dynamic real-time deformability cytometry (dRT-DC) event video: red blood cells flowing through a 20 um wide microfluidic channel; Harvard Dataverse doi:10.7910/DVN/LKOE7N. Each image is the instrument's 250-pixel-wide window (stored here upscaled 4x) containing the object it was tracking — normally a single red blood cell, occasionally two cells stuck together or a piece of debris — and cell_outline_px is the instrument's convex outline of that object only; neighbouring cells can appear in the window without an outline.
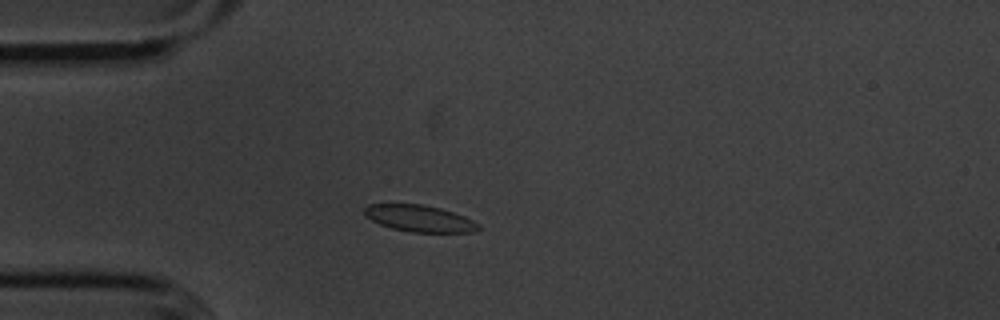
{"species": "common noctule bat (a hibernating species)", "species_latin": "Nyctalus noctula", "temperature_condition": "cold", "stored_images_in_passage": 47, "camera_frame_rate_fps": 3000, "um_per_image_px": 0.085, "animal": {"sex": "male", "body_mass_g": 20.1, "forearm_length_mm": 53.5}, "frame": {"image": 1, "passage_image": 6, "time_ms": 1.667, "image_size_px": [1000, 320], "cell_outline_px": [[480, 228], [472, 232], [412, 232], [392, 228], [380, 224], [364, 216], [364, 208], [368, 204], [424, 204], [440, 208], [464, 216], [480, 224]], "centroid_in_image_um": [35.64, 18.56], "position_along_channel_um": 49.4, "area_um2": 17.63}}
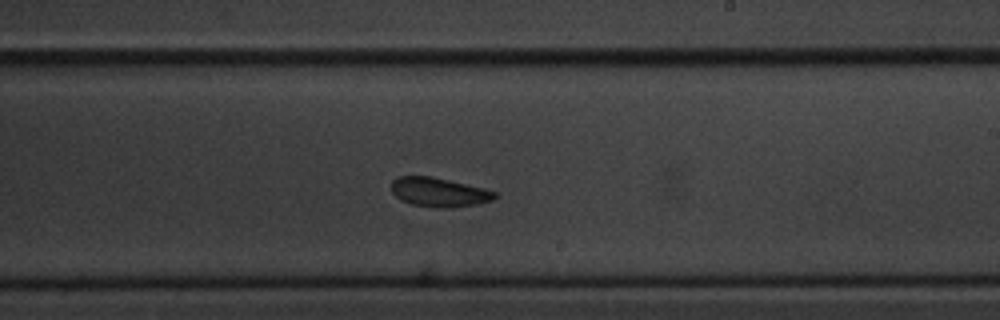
{"frame": {"image": 2, "passage_image": 24, "time_ms": 7.667, "image_size_px": [1000, 320], "cell_outline_px": [[500, 196], [492, 200], [476, 204], [448, 208], [436, 208], [412, 204], [400, 200], [392, 192], [392, 180], [400, 176], [432, 176], [484, 188], [496, 192]], "centroid_in_image_um": [37.33, 16.34], "position_along_channel_um": 251.7, "area_um2": 17.63}}
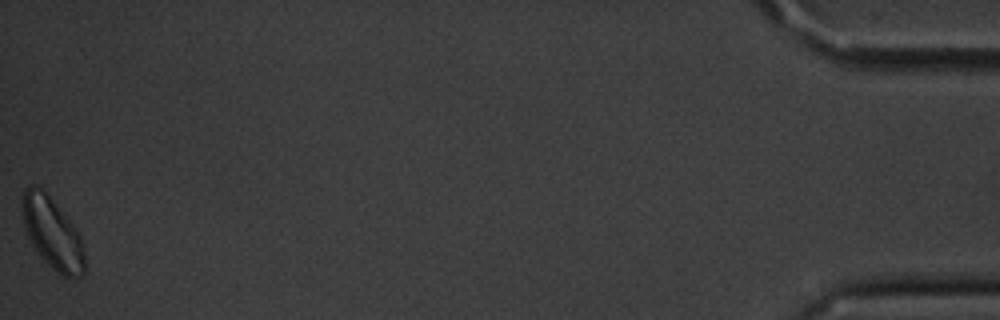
{"frame": {"image": 3, "passage_image": 47, "time_ms": 15.333, "image_size_px": [1000, 320], "cell_outline_px": [[84, 276], [72, 280], [60, 276], [36, 252], [24, 228], [20, 208], [20, 200], [24, 188], [28, 184], [36, 184], [52, 200], [76, 228], [84, 244]], "centroid_in_image_um": [4.43, 19.84], "position_along_channel_um": 430.8, "area_um2": 26.53}}